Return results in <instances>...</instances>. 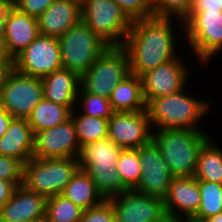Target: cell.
<instances>
[{
	"label": "cell",
	"mask_w": 222,
	"mask_h": 222,
	"mask_svg": "<svg viewBox=\"0 0 222 222\" xmlns=\"http://www.w3.org/2000/svg\"><path fill=\"white\" fill-rule=\"evenodd\" d=\"M39 35L37 18L24 14L11 5L8 9L4 29V43L11 59L13 60Z\"/></svg>",
	"instance_id": "obj_19"
},
{
	"label": "cell",
	"mask_w": 222,
	"mask_h": 222,
	"mask_svg": "<svg viewBox=\"0 0 222 222\" xmlns=\"http://www.w3.org/2000/svg\"><path fill=\"white\" fill-rule=\"evenodd\" d=\"M16 187L13 182L0 179V208L11 198Z\"/></svg>",
	"instance_id": "obj_38"
},
{
	"label": "cell",
	"mask_w": 222,
	"mask_h": 222,
	"mask_svg": "<svg viewBox=\"0 0 222 222\" xmlns=\"http://www.w3.org/2000/svg\"><path fill=\"white\" fill-rule=\"evenodd\" d=\"M43 96L46 100L66 106L70 111L78 105L80 75L75 71L60 68L42 78Z\"/></svg>",
	"instance_id": "obj_21"
},
{
	"label": "cell",
	"mask_w": 222,
	"mask_h": 222,
	"mask_svg": "<svg viewBox=\"0 0 222 222\" xmlns=\"http://www.w3.org/2000/svg\"><path fill=\"white\" fill-rule=\"evenodd\" d=\"M198 185L201 202L193 217L205 221L222 212V184L198 180Z\"/></svg>",
	"instance_id": "obj_29"
},
{
	"label": "cell",
	"mask_w": 222,
	"mask_h": 222,
	"mask_svg": "<svg viewBox=\"0 0 222 222\" xmlns=\"http://www.w3.org/2000/svg\"><path fill=\"white\" fill-rule=\"evenodd\" d=\"M200 202L198 180L194 176L172 178L164 198V207L170 222L180 217H193L198 212Z\"/></svg>",
	"instance_id": "obj_18"
},
{
	"label": "cell",
	"mask_w": 222,
	"mask_h": 222,
	"mask_svg": "<svg viewBox=\"0 0 222 222\" xmlns=\"http://www.w3.org/2000/svg\"><path fill=\"white\" fill-rule=\"evenodd\" d=\"M114 210L116 222H170L164 199L128 190L107 199Z\"/></svg>",
	"instance_id": "obj_11"
},
{
	"label": "cell",
	"mask_w": 222,
	"mask_h": 222,
	"mask_svg": "<svg viewBox=\"0 0 222 222\" xmlns=\"http://www.w3.org/2000/svg\"><path fill=\"white\" fill-rule=\"evenodd\" d=\"M172 222H205L204 220H200L194 217H180Z\"/></svg>",
	"instance_id": "obj_42"
},
{
	"label": "cell",
	"mask_w": 222,
	"mask_h": 222,
	"mask_svg": "<svg viewBox=\"0 0 222 222\" xmlns=\"http://www.w3.org/2000/svg\"><path fill=\"white\" fill-rule=\"evenodd\" d=\"M197 12H222V7H217V0H192L188 15L182 20L185 25Z\"/></svg>",
	"instance_id": "obj_37"
},
{
	"label": "cell",
	"mask_w": 222,
	"mask_h": 222,
	"mask_svg": "<svg viewBox=\"0 0 222 222\" xmlns=\"http://www.w3.org/2000/svg\"><path fill=\"white\" fill-rule=\"evenodd\" d=\"M78 169V158L32 157L24 165L22 185L49 198L61 194Z\"/></svg>",
	"instance_id": "obj_5"
},
{
	"label": "cell",
	"mask_w": 222,
	"mask_h": 222,
	"mask_svg": "<svg viewBox=\"0 0 222 222\" xmlns=\"http://www.w3.org/2000/svg\"><path fill=\"white\" fill-rule=\"evenodd\" d=\"M194 177L197 180L222 184V150L211 139L199 152Z\"/></svg>",
	"instance_id": "obj_26"
},
{
	"label": "cell",
	"mask_w": 222,
	"mask_h": 222,
	"mask_svg": "<svg viewBox=\"0 0 222 222\" xmlns=\"http://www.w3.org/2000/svg\"><path fill=\"white\" fill-rule=\"evenodd\" d=\"M191 3L192 0H153V14L155 17H175L178 26L184 30L182 20L188 15Z\"/></svg>",
	"instance_id": "obj_32"
},
{
	"label": "cell",
	"mask_w": 222,
	"mask_h": 222,
	"mask_svg": "<svg viewBox=\"0 0 222 222\" xmlns=\"http://www.w3.org/2000/svg\"><path fill=\"white\" fill-rule=\"evenodd\" d=\"M81 20L108 46H122L132 20L113 0H81Z\"/></svg>",
	"instance_id": "obj_6"
},
{
	"label": "cell",
	"mask_w": 222,
	"mask_h": 222,
	"mask_svg": "<svg viewBox=\"0 0 222 222\" xmlns=\"http://www.w3.org/2000/svg\"><path fill=\"white\" fill-rule=\"evenodd\" d=\"M46 201L45 196L19 185L0 208V222H45Z\"/></svg>",
	"instance_id": "obj_17"
},
{
	"label": "cell",
	"mask_w": 222,
	"mask_h": 222,
	"mask_svg": "<svg viewBox=\"0 0 222 222\" xmlns=\"http://www.w3.org/2000/svg\"><path fill=\"white\" fill-rule=\"evenodd\" d=\"M172 19L153 16L132 20L122 45L128 53L131 74L141 77L177 57Z\"/></svg>",
	"instance_id": "obj_1"
},
{
	"label": "cell",
	"mask_w": 222,
	"mask_h": 222,
	"mask_svg": "<svg viewBox=\"0 0 222 222\" xmlns=\"http://www.w3.org/2000/svg\"><path fill=\"white\" fill-rule=\"evenodd\" d=\"M109 101L115 112L147 110V104L143 97L141 78L130 73L114 88Z\"/></svg>",
	"instance_id": "obj_23"
},
{
	"label": "cell",
	"mask_w": 222,
	"mask_h": 222,
	"mask_svg": "<svg viewBox=\"0 0 222 222\" xmlns=\"http://www.w3.org/2000/svg\"><path fill=\"white\" fill-rule=\"evenodd\" d=\"M184 91L158 97L147 105L151 126L155 125L158 130H202L197 124L209 112L210 103L185 94Z\"/></svg>",
	"instance_id": "obj_4"
},
{
	"label": "cell",
	"mask_w": 222,
	"mask_h": 222,
	"mask_svg": "<svg viewBox=\"0 0 222 222\" xmlns=\"http://www.w3.org/2000/svg\"><path fill=\"white\" fill-rule=\"evenodd\" d=\"M76 101H81L82 110L79 113L86 116L108 120L115 112L108 98L86 92L81 86Z\"/></svg>",
	"instance_id": "obj_31"
},
{
	"label": "cell",
	"mask_w": 222,
	"mask_h": 222,
	"mask_svg": "<svg viewBox=\"0 0 222 222\" xmlns=\"http://www.w3.org/2000/svg\"><path fill=\"white\" fill-rule=\"evenodd\" d=\"M151 128L147 110L118 111L108 119V138L122 149H137L152 139Z\"/></svg>",
	"instance_id": "obj_14"
},
{
	"label": "cell",
	"mask_w": 222,
	"mask_h": 222,
	"mask_svg": "<svg viewBox=\"0 0 222 222\" xmlns=\"http://www.w3.org/2000/svg\"><path fill=\"white\" fill-rule=\"evenodd\" d=\"M84 210L102 203L105 198L96 189L95 183L82 169H78L61 193Z\"/></svg>",
	"instance_id": "obj_24"
},
{
	"label": "cell",
	"mask_w": 222,
	"mask_h": 222,
	"mask_svg": "<svg viewBox=\"0 0 222 222\" xmlns=\"http://www.w3.org/2000/svg\"><path fill=\"white\" fill-rule=\"evenodd\" d=\"M152 132L163 160L169 165L173 177L194 176L198 155L210 139L204 130L161 129ZM203 131V132H202Z\"/></svg>",
	"instance_id": "obj_3"
},
{
	"label": "cell",
	"mask_w": 222,
	"mask_h": 222,
	"mask_svg": "<svg viewBox=\"0 0 222 222\" xmlns=\"http://www.w3.org/2000/svg\"><path fill=\"white\" fill-rule=\"evenodd\" d=\"M123 183L133 190L141 178V166L137 149H123L117 163Z\"/></svg>",
	"instance_id": "obj_30"
},
{
	"label": "cell",
	"mask_w": 222,
	"mask_h": 222,
	"mask_svg": "<svg viewBox=\"0 0 222 222\" xmlns=\"http://www.w3.org/2000/svg\"><path fill=\"white\" fill-rule=\"evenodd\" d=\"M131 20L153 17V0H113Z\"/></svg>",
	"instance_id": "obj_33"
},
{
	"label": "cell",
	"mask_w": 222,
	"mask_h": 222,
	"mask_svg": "<svg viewBox=\"0 0 222 222\" xmlns=\"http://www.w3.org/2000/svg\"><path fill=\"white\" fill-rule=\"evenodd\" d=\"M23 173L24 164L20 160L0 155V179L19 186L23 184Z\"/></svg>",
	"instance_id": "obj_34"
},
{
	"label": "cell",
	"mask_w": 222,
	"mask_h": 222,
	"mask_svg": "<svg viewBox=\"0 0 222 222\" xmlns=\"http://www.w3.org/2000/svg\"><path fill=\"white\" fill-rule=\"evenodd\" d=\"M13 67L23 74L38 78L62 68L58 38L40 34L13 59Z\"/></svg>",
	"instance_id": "obj_12"
},
{
	"label": "cell",
	"mask_w": 222,
	"mask_h": 222,
	"mask_svg": "<svg viewBox=\"0 0 222 222\" xmlns=\"http://www.w3.org/2000/svg\"><path fill=\"white\" fill-rule=\"evenodd\" d=\"M205 222H222V212L206 219Z\"/></svg>",
	"instance_id": "obj_43"
},
{
	"label": "cell",
	"mask_w": 222,
	"mask_h": 222,
	"mask_svg": "<svg viewBox=\"0 0 222 222\" xmlns=\"http://www.w3.org/2000/svg\"><path fill=\"white\" fill-rule=\"evenodd\" d=\"M181 32L200 63H208L222 51V12H197Z\"/></svg>",
	"instance_id": "obj_10"
},
{
	"label": "cell",
	"mask_w": 222,
	"mask_h": 222,
	"mask_svg": "<svg viewBox=\"0 0 222 222\" xmlns=\"http://www.w3.org/2000/svg\"><path fill=\"white\" fill-rule=\"evenodd\" d=\"M122 150L108 137L81 146L79 168L89 175L105 199L130 190L117 171Z\"/></svg>",
	"instance_id": "obj_2"
},
{
	"label": "cell",
	"mask_w": 222,
	"mask_h": 222,
	"mask_svg": "<svg viewBox=\"0 0 222 222\" xmlns=\"http://www.w3.org/2000/svg\"><path fill=\"white\" fill-rule=\"evenodd\" d=\"M12 0H0V37L4 38L5 20Z\"/></svg>",
	"instance_id": "obj_39"
},
{
	"label": "cell",
	"mask_w": 222,
	"mask_h": 222,
	"mask_svg": "<svg viewBox=\"0 0 222 222\" xmlns=\"http://www.w3.org/2000/svg\"><path fill=\"white\" fill-rule=\"evenodd\" d=\"M129 74L127 50L123 46H109L80 76V86L86 92L109 99L114 88Z\"/></svg>",
	"instance_id": "obj_7"
},
{
	"label": "cell",
	"mask_w": 222,
	"mask_h": 222,
	"mask_svg": "<svg viewBox=\"0 0 222 222\" xmlns=\"http://www.w3.org/2000/svg\"><path fill=\"white\" fill-rule=\"evenodd\" d=\"M79 222H116L111 203L105 199L99 205L84 210Z\"/></svg>",
	"instance_id": "obj_35"
},
{
	"label": "cell",
	"mask_w": 222,
	"mask_h": 222,
	"mask_svg": "<svg viewBox=\"0 0 222 222\" xmlns=\"http://www.w3.org/2000/svg\"><path fill=\"white\" fill-rule=\"evenodd\" d=\"M13 67V60L7 54L4 38L0 37V68H11Z\"/></svg>",
	"instance_id": "obj_40"
},
{
	"label": "cell",
	"mask_w": 222,
	"mask_h": 222,
	"mask_svg": "<svg viewBox=\"0 0 222 222\" xmlns=\"http://www.w3.org/2000/svg\"><path fill=\"white\" fill-rule=\"evenodd\" d=\"M42 78L8 68L1 83L0 106L13 118L27 119L43 99Z\"/></svg>",
	"instance_id": "obj_9"
},
{
	"label": "cell",
	"mask_w": 222,
	"mask_h": 222,
	"mask_svg": "<svg viewBox=\"0 0 222 222\" xmlns=\"http://www.w3.org/2000/svg\"><path fill=\"white\" fill-rule=\"evenodd\" d=\"M180 58L177 55L175 59L145 72L140 77L143 97L147 105L153 99L186 89L190 72H188V65L185 66Z\"/></svg>",
	"instance_id": "obj_15"
},
{
	"label": "cell",
	"mask_w": 222,
	"mask_h": 222,
	"mask_svg": "<svg viewBox=\"0 0 222 222\" xmlns=\"http://www.w3.org/2000/svg\"><path fill=\"white\" fill-rule=\"evenodd\" d=\"M138 154L141 178L133 190L164 199L173 178L169 165L163 160L158 146L152 139L138 148Z\"/></svg>",
	"instance_id": "obj_13"
},
{
	"label": "cell",
	"mask_w": 222,
	"mask_h": 222,
	"mask_svg": "<svg viewBox=\"0 0 222 222\" xmlns=\"http://www.w3.org/2000/svg\"><path fill=\"white\" fill-rule=\"evenodd\" d=\"M71 111L63 105L46 100L44 97L27 117L33 133L51 129L70 118Z\"/></svg>",
	"instance_id": "obj_25"
},
{
	"label": "cell",
	"mask_w": 222,
	"mask_h": 222,
	"mask_svg": "<svg viewBox=\"0 0 222 222\" xmlns=\"http://www.w3.org/2000/svg\"><path fill=\"white\" fill-rule=\"evenodd\" d=\"M81 0H54L37 18L39 33L59 38L81 21Z\"/></svg>",
	"instance_id": "obj_20"
},
{
	"label": "cell",
	"mask_w": 222,
	"mask_h": 222,
	"mask_svg": "<svg viewBox=\"0 0 222 222\" xmlns=\"http://www.w3.org/2000/svg\"><path fill=\"white\" fill-rule=\"evenodd\" d=\"M54 0H12V5L24 14L38 18Z\"/></svg>",
	"instance_id": "obj_36"
},
{
	"label": "cell",
	"mask_w": 222,
	"mask_h": 222,
	"mask_svg": "<svg viewBox=\"0 0 222 222\" xmlns=\"http://www.w3.org/2000/svg\"><path fill=\"white\" fill-rule=\"evenodd\" d=\"M8 68H0V90H1V83H2V80L4 78V75L6 73Z\"/></svg>",
	"instance_id": "obj_44"
},
{
	"label": "cell",
	"mask_w": 222,
	"mask_h": 222,
	"mask_svg": "<svg viewBox=\"0 0 222 222\" xmlns=\"http://www.w3.org/2000/svg\"><path fill=\"white\" fill-rule=\"evenodd\" d=\"M217 7H222V0H217Z\"/></svg>",
	"instance_id": "obj_45"
},
{
	"label": "cell",
	"mask_w": 222,
	"mask_h": 222,
	"mask_svg": "<svg viewBox=\"0 0 222 222\" xmlns=\"http://www.w3.org/2000/svg\"><path fill=\"white\" fill-rule=\"evenodd\" d=\"M80 144L71 117L57 126L34 134L33 157L78 158Z\"/></svg>",
	"instance_id": "obj_16"
},
{
	"label": "cell",
	"mask_w": 222,
	"mask_h": 222,
	"mask_svg": "<svg viewBox=\"0 0 222 222\" xmlns=\"http://www.w3.org/2000/svg\"><path fill=\"white\" fill-rule=\"evenodd\" d=\"M12 119L13 117L0 106V138L6 132L7 127Z\"/></svg>",
	"instance_id": "obj_41"
},
{
	"label": "cell",
	"mask_w": 222,
	"mask_h": 222,
	"mask_svg": "<svg viewBox=\"0 0 222 222\" xmlns=\"http://www.w3.org/2000/svg\"><path fill=\"white\" fill-rule=\"evenodd\" d=\"M84 209L63 195L47 198L45 222H79Z\"/></svg>",
	"instance_id": "obj_28"
},
{
	"label": "cell",
	"mask_w": 222,
	"mask_h": 222,
	"mask_svg": "<svg viewBox=\"0 0 222 222\" xmlns=\"http://www.w3.org/2000/svg\"><path fill=\"white\" fill-rule=\"evenodd\" d=\"M62 68L75 71L80 76L109 47L82 20L58 38Z\"/></svg>",
	"instance_id": "obj_8"
},
{
	"label": "cell",
	"mask_w": 222,
	"mask_h": 222,
	"mask_svg": "<svg viewBox=\"0 0 222 222\" xmlns=\"http://www.w3.org/2000/svg\"><path fill=\"white\" fill-rule=\"evenodd\" d=\"M34 133L27 119L13 118L0 138V155L20 160L24 165L33 157Z\"/></svg>",
	"instance_id": "obj_22"
},
{
	"label": "cell",
	"mask_w": 222,
	"mask_h": 222,
	"mask_svg": "<svg viewBox=\"0 0 222 222\" xmlns=\"http://www.w3.org/2000/svg\"><path fill=\"white\" fill-rule=\"evenodd\" d=\"M70 117L75 125L80 147L108 137L107 119L86 116L77 110H72Z\"/></svg>",
	"instance_id": "obj_27"
}]
</instances>
